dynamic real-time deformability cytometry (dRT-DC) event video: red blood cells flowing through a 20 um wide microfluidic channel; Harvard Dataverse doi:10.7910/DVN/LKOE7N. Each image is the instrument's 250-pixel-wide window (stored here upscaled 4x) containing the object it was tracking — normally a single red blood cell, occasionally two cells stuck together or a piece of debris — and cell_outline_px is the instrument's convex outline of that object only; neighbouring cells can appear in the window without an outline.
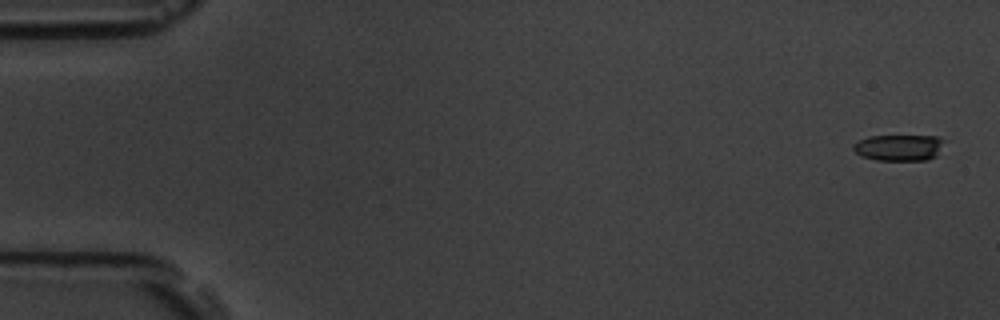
{"species": "common noctule bat (a hibernating species)", "species_latin": "Nyctalus noctula", "temperature_condition": "room temperature", "stored_images_in_passage": 4, "camera_frame_rate_fps": 3000, "um_per_image_px": 0.085, "animal": {"sex": "male", "body_mass_g": 19.5, "forearm_length_mm": 54.6}, "frame": {"image": 1, "passage_image": 1, "time_ms": 0.0, "image_size_px": [1000, 320], "cell_outline_px": [[948, 140], [936, 156], [928, 160], [876, 160], [860, 156], [852, 148], [852, 144], [868, 136], [936, 136]], "centroid_in_image_um": [76.45, 12.54], "position_along_channel_um": 8.5, "area_um2": 14.16}}